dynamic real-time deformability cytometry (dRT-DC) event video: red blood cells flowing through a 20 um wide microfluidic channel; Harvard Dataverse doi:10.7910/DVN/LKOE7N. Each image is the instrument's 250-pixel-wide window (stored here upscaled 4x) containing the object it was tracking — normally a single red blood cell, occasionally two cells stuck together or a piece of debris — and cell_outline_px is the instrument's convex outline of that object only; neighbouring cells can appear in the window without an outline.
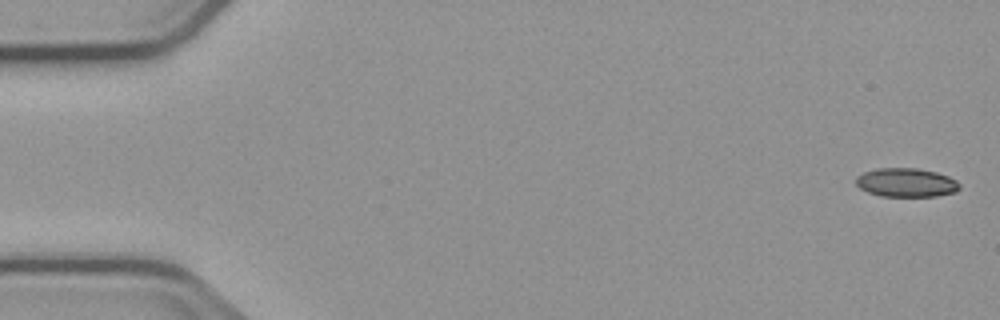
{"species": "common noctule bat (a hibernating species)", "species_latin": "Nyctalus noctula", "temperature_condition": "cold", "stored_images_in_passage": 5, "camera_frame_rate_fps": 3000, "um_per_image_px": 0.085, "animal": {"sex": "male", "body_mass_g": 23.1, "forearm_length_mm": 52.7}, "frame": {"image": 1, "passage_image": 1, "time_ms": 0.0, "image_size_px": [1000, 320], "cell_outline_px": [[960, 188], [956, 192], [936, 196], [880, 196], [868, 192], [860, 188], [856, 184], [856, 176], [864, 172], [876, 168], [916, 168], [936, 172], [948, 176], [956, 180], [960, 184]], "centroid_in_image_um": [77.03, 15.51], "position_along_channel_um": 8.0, "area_um2": 17.46}}
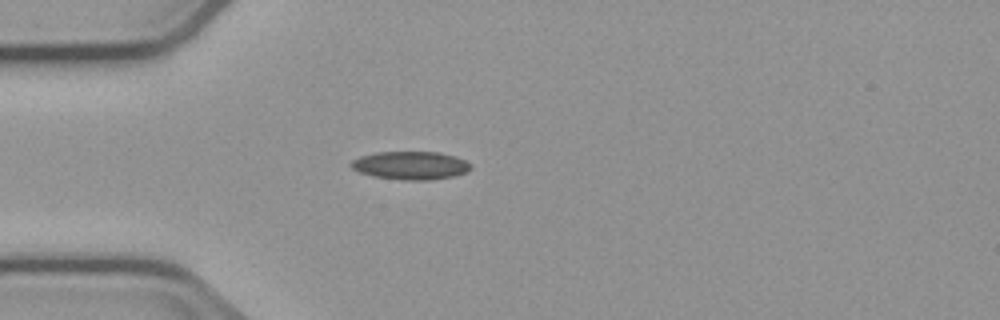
{"frame": {"image": 2, "passage_image": 4, "time_ms": 4.667, "image_size_px": [1000, 320], "cell_outline_px": [[472, 168], [468, 172], [456, 176], [432, 180], [404, 180], [372, 176], [360, 172], [352, 168], [348, 164], [352, 160], [360, 156], [376, 152], [440, 152], [456, 156], [464, 160]], "centroid_in_image_um": [34.9, 14.06], "position_along_channel_um": 50.1, "area_um2": 19.83}}